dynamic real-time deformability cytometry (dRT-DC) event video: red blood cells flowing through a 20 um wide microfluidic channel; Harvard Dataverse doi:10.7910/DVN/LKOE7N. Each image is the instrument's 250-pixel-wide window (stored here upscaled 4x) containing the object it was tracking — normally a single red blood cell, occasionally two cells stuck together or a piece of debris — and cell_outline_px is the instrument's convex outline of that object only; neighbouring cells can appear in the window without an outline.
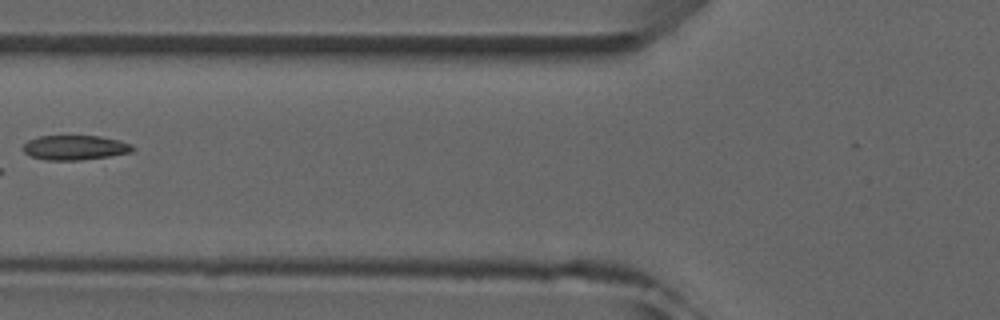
{"species": "common noctule bat (a hibernating species)", "species_latin": "Nyctalus noctula", "temperature_condition": "room temperature", "stored_images_in_passage": 6, "camera_frame_rate_fps": 3000, "um_per_image_px": 0.085, "animal": {"sex": "male", "forearm_length_mm": 52.5}, "frame": {"image": 1, "passage_image": 6, "time_ms": 5.667, "image_size_px": [1000, 320], "cell_outline_px": [[136, 148], [132, 152], [108, 156], [80, 160], [44, 160], [32, 156], [24, 152], [20, 148], [28, 140], [40, 136], [100, 136], [120, 140], [132, 144]], "centroid_in_image_um": [6.38, 12.54], "position_along_channel_um": 119.4, "area_um2": 15.84}}